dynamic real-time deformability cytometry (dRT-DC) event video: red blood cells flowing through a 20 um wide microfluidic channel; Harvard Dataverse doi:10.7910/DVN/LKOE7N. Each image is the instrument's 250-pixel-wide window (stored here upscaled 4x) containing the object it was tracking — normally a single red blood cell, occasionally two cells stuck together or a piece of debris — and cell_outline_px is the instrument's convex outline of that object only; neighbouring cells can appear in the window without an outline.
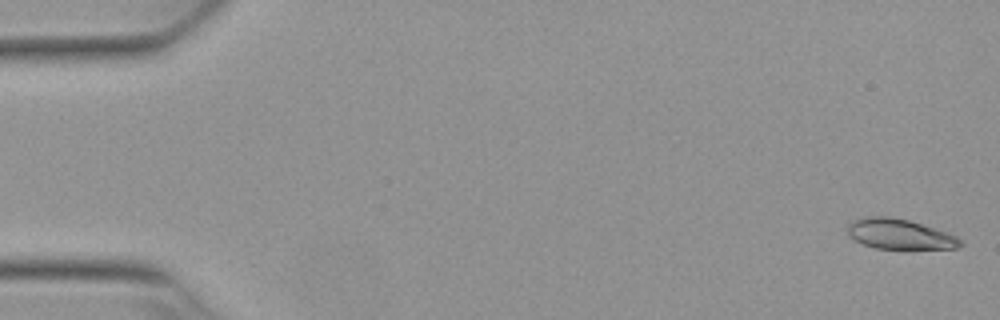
{"species": "Egyptian fruit bat (a non-hibernating species)", "species_latin": "Rousettus aegyptiacus", "temperature_condition": "warm", "stored_images_in_passage": 53, "camera_frame_rate_fps": 3000, "um_per_image_px": 0.085, "animal": {"sex": "female"}, "frame": {"image": 1, "passage_image": 1, "time_ms": 0.0, "image_size_px": [1000, 320], "cell_outline_px": [[964, 244], [956, 248], [904, 252], [876, 248], [864, 244], [856, 240], [848, 232], [848, 224], [864, 216], [888, 216], [908, 220], [956, 236]], "centroid_in_image_um": [76.51, 19.96], "position_along_channel_um": 8.5, "area_um2": 20.35}}
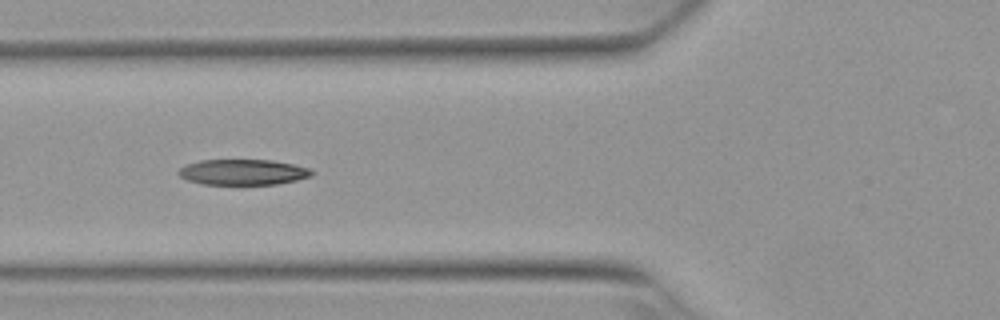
{"frame": {"image": 2, "passage_image": 20, "time_ms": 6.333, "image_size_px": [1000, 320], "cell_outline_px": [[316, 172], [312, 176], [296, 180], [276, 184], [200, 184], [188, 180], [180, 176], [176, 172], [184, 164], [200, 160], [272, 160], [292, 164], [308, 168]], "centroid_in_image_um": [20.63, 14.62], "position_along_channel_um": 105.2, "area_um2": 19.94}}
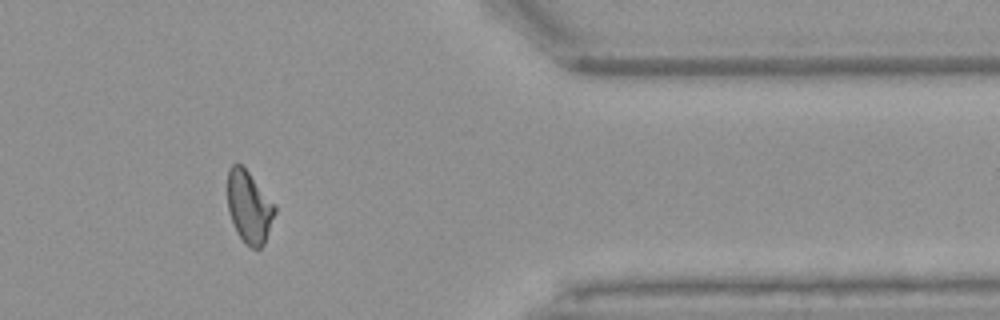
{"frame": {"image": 3, "passage_image": 44, "time_ms": 14.333, "image_size_px": [1000, 320], "cell_outline_px": [[276, 212], [264, 244], [260, 248], [252, 248], [244, 244], [228, 212], [228, 168], [232, 164], [240, 164], [248, 172], [276, 204]], "centroid_in_image_um": [21.19, 17.6], "position_along_channel_um": 390.2, "area_um2": 19.77}, "authors_computed_cell_mechanics": {"area_um2": 20.4612, "velocity_mm_per_s": 3.8389, "shape_relaxation_time_tau1_ms": 10.2313, "shape_relaxation_time_tau2_ms": 5.412, "deformation_change_tau1": 0.259, "deformation_change_tau2": 0.1271}}